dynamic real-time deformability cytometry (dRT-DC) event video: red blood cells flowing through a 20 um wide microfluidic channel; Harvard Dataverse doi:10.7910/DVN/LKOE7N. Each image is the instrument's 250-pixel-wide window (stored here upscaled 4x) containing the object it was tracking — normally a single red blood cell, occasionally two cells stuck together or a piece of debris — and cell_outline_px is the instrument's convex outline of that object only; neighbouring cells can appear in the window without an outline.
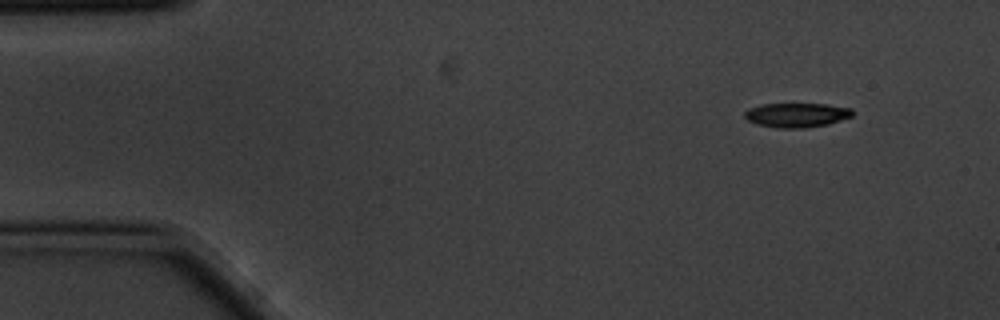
{"species": "common noctule bat (a hibernating species)", "species_latin": "Nyctalus noctula", "temperature_condition": "cold", "stored_images_in_passage": 5, "segment_of_instrument_passage": [1, 2], "camera_frame_rate_fps": 3000, "um_per_image_px": 0.085, "animal": {"sex": "male", "body_mass_g": 20.1, "forearm_length_mm": 53.5}, "frame": {"image": 1, "passage_image": 1, "time_ms": 0.0, "image_size_px": [1000, 320], "cell_outline_px": [[852, 116], [828, 124], [804, 128], [776, 128], [756, 124], [748, 120], [744, 116], [744, 112], [748, 108], [760, 104], [824, 104], [852, 108]], "centroid_in_image_um": [67.67, 9.78], "position_along_channel_um": 17.3, "area_um2": 15.32}}
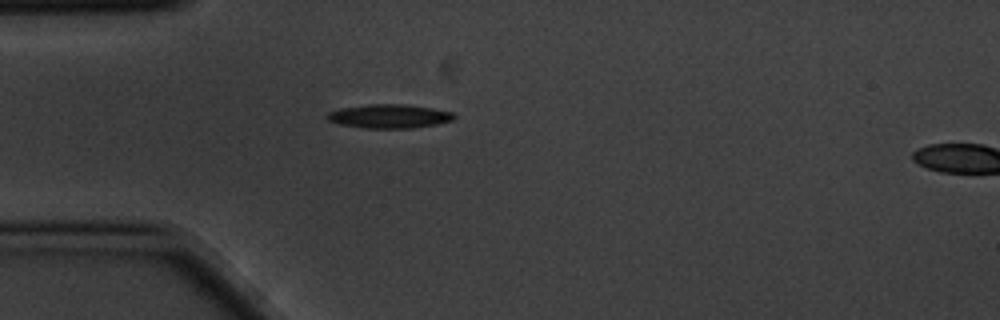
{"frame": {"image": 2, "passage_image": 4, "time_ms": 1.0, "image_size_px": [1000, 320], "cell_outline_px": [[456, 116], [452, 120], [436, 124], [412, 128], [360, 128], [340, 124], [328, 120], [328, 112], [340, 108], [368, 104], [404, 104], [432, 108], [452, 112]], "centroid_in_image_um": [33.08, 9.88], "position_along_channel_um": 51.9, "area_um2": 17.57}}